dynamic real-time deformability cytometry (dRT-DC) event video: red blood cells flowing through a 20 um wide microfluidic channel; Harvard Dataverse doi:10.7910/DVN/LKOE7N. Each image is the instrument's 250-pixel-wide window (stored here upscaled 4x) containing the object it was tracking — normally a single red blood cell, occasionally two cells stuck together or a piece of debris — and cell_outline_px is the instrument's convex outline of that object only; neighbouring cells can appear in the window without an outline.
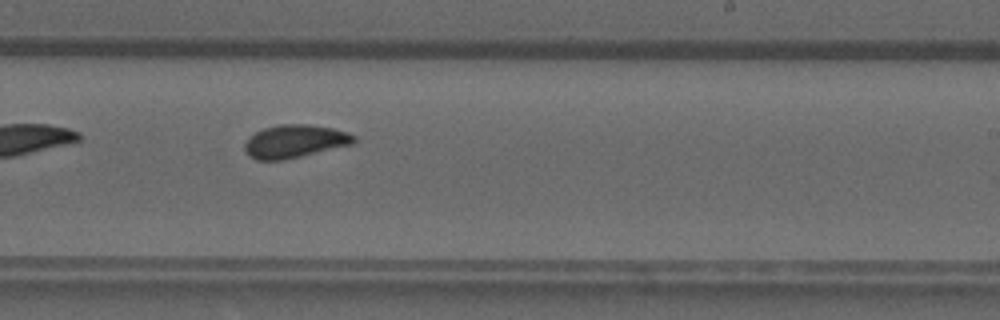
{"species": "common noctule bat (a hibernating species)", "species_latin": "Nyctalus noctula", "temperature_condition": "warm", "stored_images_in_passage": 33, "camera_frame_rate_fps": 3000, "um_per_image_px": 0.085, "animal": {"sex": "male", "forearm_length_mm": 52.5}, "frame": {"image": 1, "passage_image": 14, "time_ms": 4.333, "image_size_px": [1000, 320], "cell_outline_px": [[356, 140], [352, 144], [284, 160], [256, 160], [248, 156], [244, 148], [244, 144], [248, 136], [264, 128], [280, 124], [308, 124], [332, 128], [348, 132], [356, 136]], "centroid_in_image_um": [25.02, 12.01], "position_along_channel_um": 264.0, "area_um2": 21.1}}
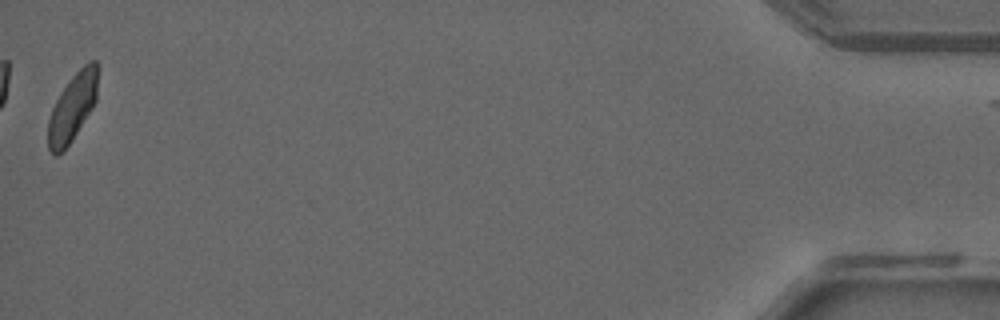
{"frame": {"image": 2, "passage_image": 32, "time_ms": 10.333, "image_size_px": [1000, 320], "cell_outline_px": [[96, 100], [92, 108], [72, 140], [64, 152], [56, 156], [48, 148], [48, 120], [52, 108], [60, 92], [72, 76], [88, 60], [96, 60]], "centroid_in_image_um": [6.13, 9.16], "position_along_channel_um": 429.1, "area_um2": 19.36}}